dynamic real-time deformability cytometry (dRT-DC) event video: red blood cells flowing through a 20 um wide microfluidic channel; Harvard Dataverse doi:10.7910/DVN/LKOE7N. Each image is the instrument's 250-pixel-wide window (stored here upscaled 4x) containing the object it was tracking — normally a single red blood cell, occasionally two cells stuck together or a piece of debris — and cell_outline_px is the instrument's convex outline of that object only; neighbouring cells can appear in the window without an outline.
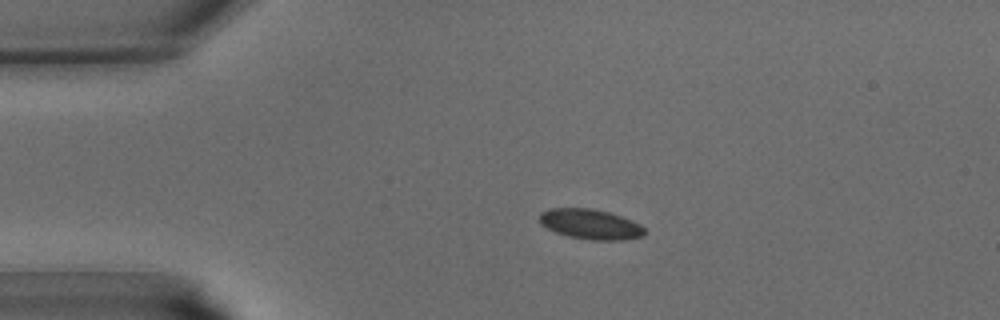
{"species": "common noctule bat (a hibernating species)", "species_latin": "Nyctalus noctula", "temperature_condition": "warm", "stored_images_in_passage": 34, "camera_frame_rate_fps": 3000, "um_per_image_px": 0.085, "animal": {"sex": "male", "body_mass_g": 15.6}, "frame": {"image": 1, "passage_image": 1, "time_ms": 0.0, "image_size_px": [1000, 320], "cell_outline_px": [[644, 236], [624, 240], [592, 240], [568, 236], [556, 232], [540, 224], [540, 212], [548, 208], [592, 208], [608, 212], [632, 220], [640, 224], [644, 228]], "centroid_in_image_um": [50.18, 19.05], "position_along_channel_um": 34.8, "area_um2": 18.44}}
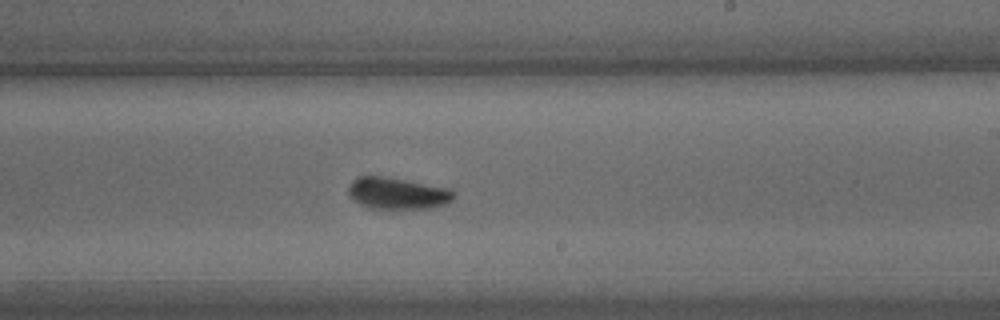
{"frame": {"image": 2, "passage_image": 17, "time_ms": 5.333, "image_size_px": [1000, 320], "cell_outline_px": [[456, 196], [448, 204], [432, 208], [372, 208], [360, 204], [352, 200], [348, 192], [348, 188], [352, 180], [360, 176], [384, 176], [448, 188], [456, 192]], "centroid_in_image_um": [33.81, 16.43], "position_along_channel_um": 255.2, "area_um2": 19.48}}
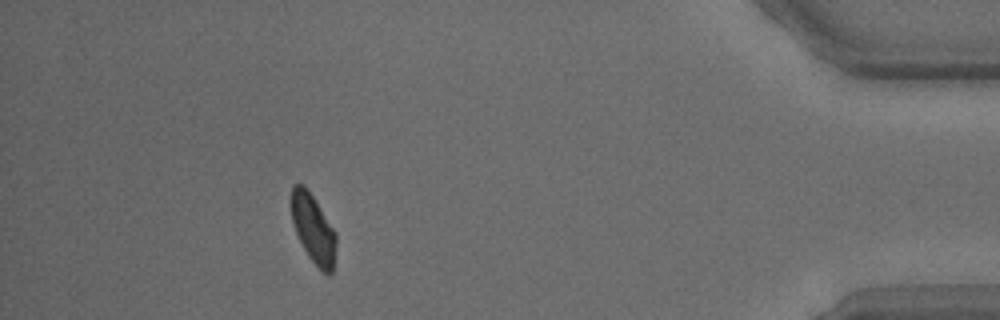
{"frame": {"image": 3, "passage_image": 30, "time_ms": 9.667, "image_size_px": [1000, 320], "cell_outline_px": [[336, 244], [332, 272], [328, 276], [320, 272], [308, 256], [296, 232], [292, 220], [292, 184], [304, 184], [336, 232]], "centroid_in_image_um": [26.64, 19.49], "position_along_channel_um": 408.6, "area_um2": 17.74}}